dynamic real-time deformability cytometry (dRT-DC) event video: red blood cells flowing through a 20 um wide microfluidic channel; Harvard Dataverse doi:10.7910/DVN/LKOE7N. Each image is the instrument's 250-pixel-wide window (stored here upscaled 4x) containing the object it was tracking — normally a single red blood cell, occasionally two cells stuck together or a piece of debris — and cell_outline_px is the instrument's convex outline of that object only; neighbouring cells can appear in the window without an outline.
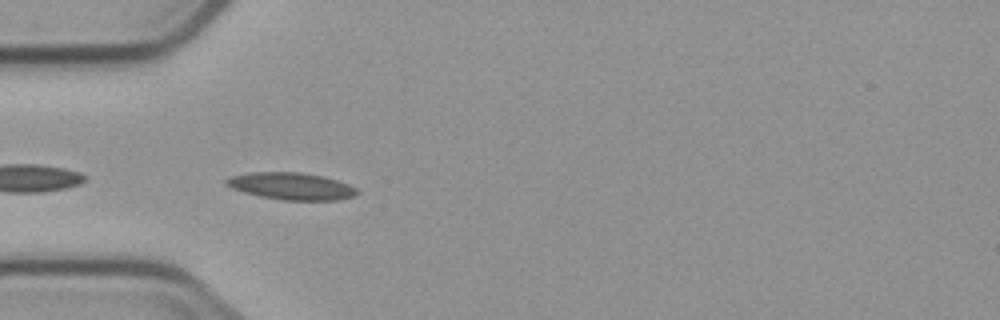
{"species": "common noctule bat (a hibernating species)", "species_latin": "Nyctalus noctula", "temperature_condition": "cold", "stored_images_in_passage": 10, "camera_frame_rate_fps": 3000, "um_per_image_px": 0.085, "animal": {"sex": "male", "body_mass_g": 23.1, "forearm_length_mm": 52.7}, "frame": {"image": 1, "passage_image": 5, "time_ms": 5.333, "image_size_px": [1000, 320], "cell_outline_px": [[360, 192], [352, 196], [336, 200], [280, 200], [260, 196], [244, 192], [232, 188], [224, 184], [224, 180], [232, 176], [248, 172], [300, 172], [324, 176], [348, 184], [356, 188]], "centroid_in_image_um": [24.74, 15.82], "position_along_channel_um": 60.3, "area_um2": 20.63}}
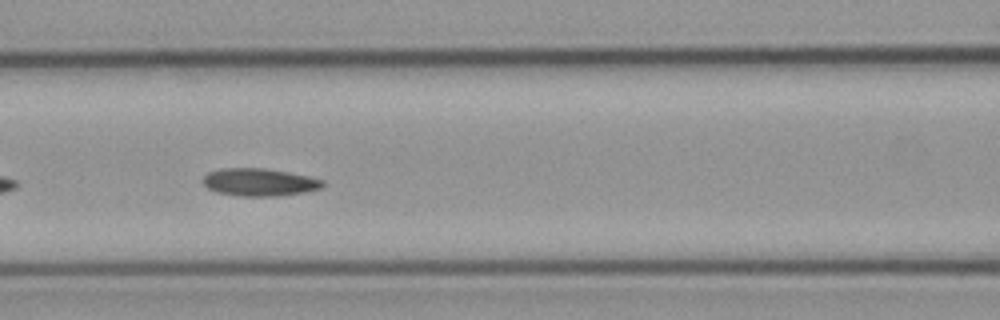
{"frame": {"image": 2, "passage_image": 7, "time_ms": 7.667, "image_size_px": [1000, 320], "cell_outline_px": [[324, 188], [304, 192], [280, 196], [240, 196], [216, 192], [208, 188], [200, 180], [208, 172], [220, 168], [264, 168], [288, 172], [308, 176], [324, 180]], "centroid_in_image_um": [22.04, 15.48], "position_along_channel_um": 144.6, "area_um2": 19.48}}
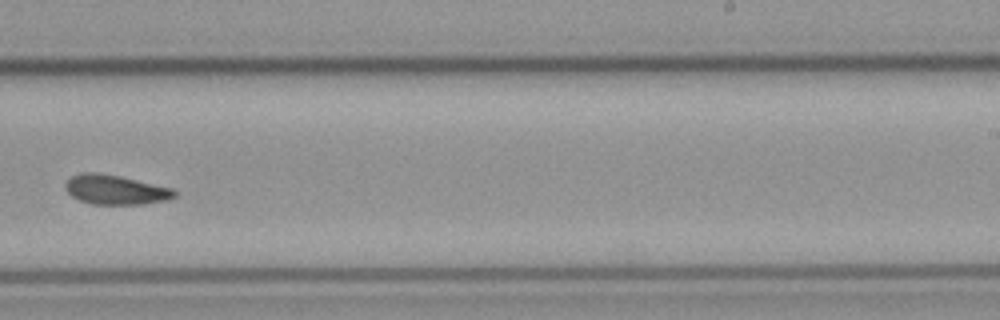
{"frame": {"image": 3, "passage_image": 10, "time_ms": 11.333, "image_size_px": [1000, 320], "cell_outline_px": [[176, 196], [164, 200], [144, 204], [92, 204], [80, 200], [72, 196], [64, 188], [64, 184], [72, 176], [84, 172], [96, 172], [120, 176], [172, 188], [176, 192]], "centroid_in_image_um": [9.79, 16.12], "position_along_channel_um": 279.2, "area_um2": 18.61}}